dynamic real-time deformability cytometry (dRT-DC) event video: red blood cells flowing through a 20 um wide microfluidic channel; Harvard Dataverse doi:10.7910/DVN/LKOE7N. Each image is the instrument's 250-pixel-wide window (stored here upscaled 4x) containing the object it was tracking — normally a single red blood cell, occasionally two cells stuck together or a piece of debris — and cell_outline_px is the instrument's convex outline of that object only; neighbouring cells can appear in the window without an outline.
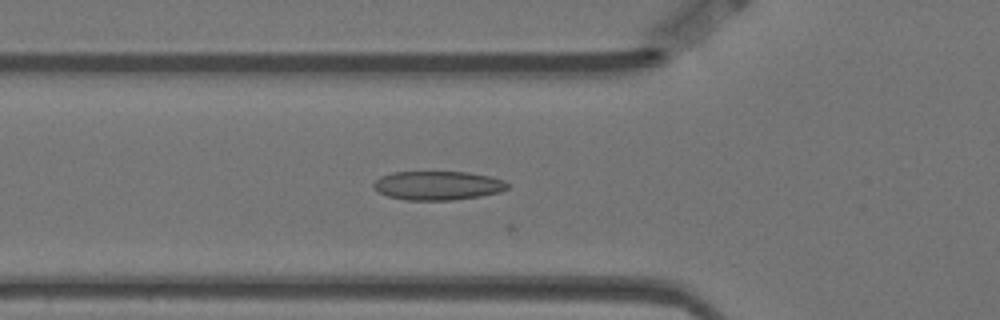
{"species": "Egyptian fruit bat (a non-hibernating species)", "species_latin": "Rousettus aegyptiacus", "temperature_condition": "warm", "stored_images_in_passage": 34, "camera_frame_rate_fps": 3000, "um_per_image_px": 0.085, "animal": {"sex": "female"}, "frame": {"image": 1, "passage_image": 15, "time_ms": 4.667, "image_size_px": [1000, 320], "cell_outline_px": [[508, 188], [500, 192], [480, 196], [456, 200], [404, 200], [388, 196], [380, 192], [372, 184], [380, 176], [392, 172], [468, 172], [488, 176], [504, 180], [508, 184]], "centroid_in_image_um": [37.22, 15.77], "position_along_channel_um": 88.6, "area_um2": 22.54}}
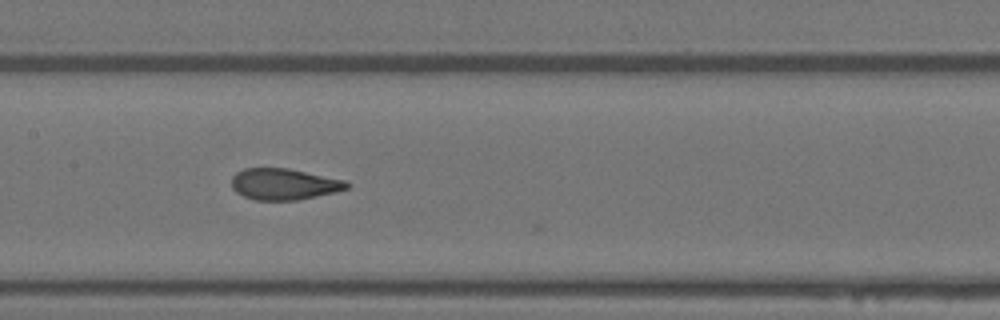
{"frame": {"image": 2, "passage_image": 23, "time_ms": 7.333, "image_size_px": [1000, 320], "cell_outline_px": [[352, 184], [348, 188], [332, 192], [296, 200], [256, 200], [244, 196], [236, 192], [232, 188], [232, 176], [236, 172], [244, 168], [288, 168], [344, 180]], "centroid_in_image_um": [24.1, 15.64], "position_along_channel_um": 183.3, "area_um2": 20.81}}
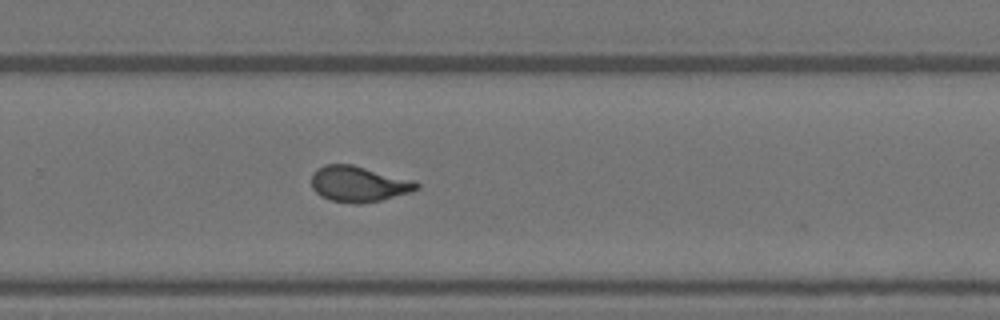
{"frame": {"image": 3, "passage_image": 33, "time_ms": 10.667, "image_size_px": [1000, 320], "cell_outline_px": [[420, 188], [408, 192], [380, 200], [356, 204], [352, 204], [328, 200], [320, 196], [312, 188], [312, 172], [316, 168], [324, 164], [352, 164], [416, 180], [420, 184]], "centroid_in_image_um": [30.46, 15.62], "position_along_channel_um": 299.3, "area_um2": 22.14}}